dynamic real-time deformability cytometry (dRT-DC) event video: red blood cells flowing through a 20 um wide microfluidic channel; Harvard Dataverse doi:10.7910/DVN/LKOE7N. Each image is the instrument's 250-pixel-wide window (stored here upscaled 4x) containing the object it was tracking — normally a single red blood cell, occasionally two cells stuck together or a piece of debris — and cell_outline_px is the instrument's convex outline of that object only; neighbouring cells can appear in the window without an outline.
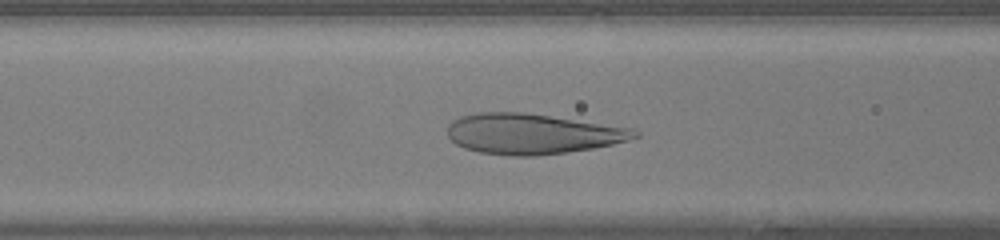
{"species": "human", "species_latin": "Homo sapiens", "temperature_condition": "warm", "stored_images_in_passage": 35, "camera_frame_rate_fps": 3000, "um_per_image_px": 0.085, "donor": {"sex": "female"}, "frame": {"image": 1, "passage_image": 12, "time_ms": 3.667, "image_size_px": [1000, 240], "cell_outline_px": [[640, 136], [628, 140], [612, 144], [592, 148], [568, 152], [536, 156], [512, 156], [480, 152], [464, 148], [456, 144], [448, 136], [448, 124], [452, 120], [460, 116], [476, 112], [524, 112], [636, 128], [640, 132]], "centroid_in_image_um": [45.26, 11.37], "position_along_channel_um": 121.3, "area_um2": 44.39}}
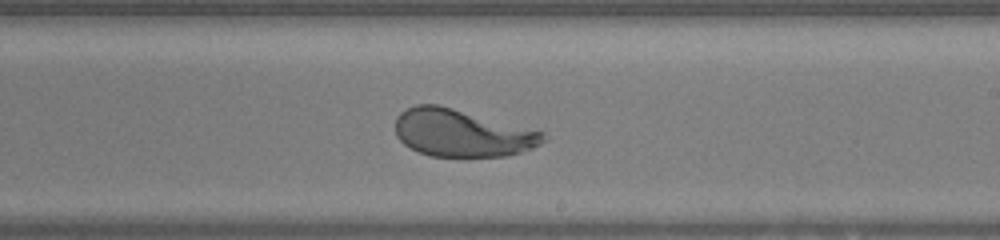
{"frame": {"image": 2, "passage_image": 21, "time_ms": 6.667, "image_size_px": [1000, 240], "cell_outline_px": [[548, 140], [532, 148], [520, 152], [504, 156], [428, 156], [404, 144], [396, 136], [396, 116], [400, 112], [416, 104], [436, 104], [452, 108], [544, 132]], "centroid_in_image_um": [39.25, 11.31], "position_along_channel_um": 249.7, "area_um2": 40.46}}
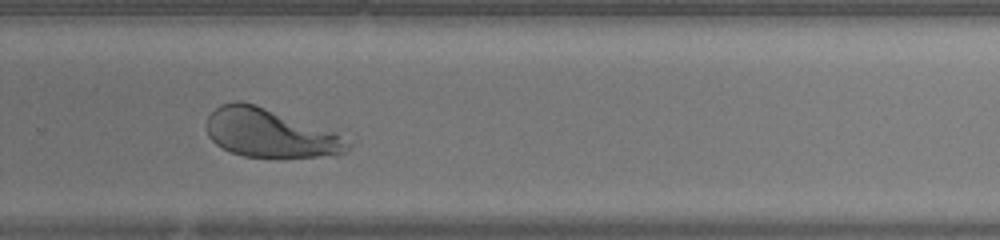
{"frame": {"image": 3, "passage_image": 25, "time_ms": 8.0, "image_size_px": [1000, 240], "cell_outline_px": [[356, 140], [348, 152], [316, 156], [280, 160], [244, 156], [232, 152], [216, 144], [208, 136], [208, 116], [220, 104], [236, 100], [240, 100], [256, 104], [336, 132]], "centroid_in_image_um": [23.04, 11.34], "position_along_channel_um": 306.8, "area_um2": 40.92}, "authors_computed_cell_mechanics": {"area_um2": 43.2922, "velocity_mm_per_s": 4.2945, "shape_relaxation_time_tau1_ms": 3.4642, "shape_relaxation_time_tau2_ms": null, "deformation_change_tau1": 0.1825, "deformation_change_tau2": null}}